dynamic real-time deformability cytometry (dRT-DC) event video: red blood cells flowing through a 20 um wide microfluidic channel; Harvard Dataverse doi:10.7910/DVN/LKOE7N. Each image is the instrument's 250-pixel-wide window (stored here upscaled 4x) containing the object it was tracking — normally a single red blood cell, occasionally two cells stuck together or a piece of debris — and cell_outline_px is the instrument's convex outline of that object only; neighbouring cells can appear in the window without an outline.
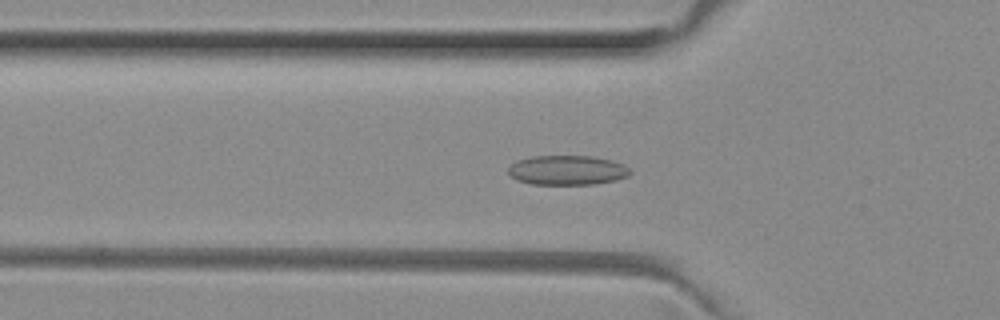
{"species": "common noctule bat (a hibernating species)", "species_latin": "Nyctalus noctula", "temperature_condition": "room temperature", "stored_images_in_passage": 43, "camera_frame_rate_fps": 3000, "um_per_image_px": 0.085, "animal": {"sex": "female", "body_mass_g": 29.2, "forearm_length_mm": 56.3}, "frame": {"image": 1, "passage_image": 7, "time_ms": 2.0, "image_size_px": [1000, 320], "cell_outline_px": [[632, 172], [628, 176], [616, 180], [596, 184], [532, 184], [516, 180], [508, 172], [508, 168], [512, 164], [520, 160], [532, 156], [592, 156], [624, 164]], "centroid_in_image_um": [48.23, 14.47], "position_along_channel_um": 77.6, "area_um2": 20.87}}
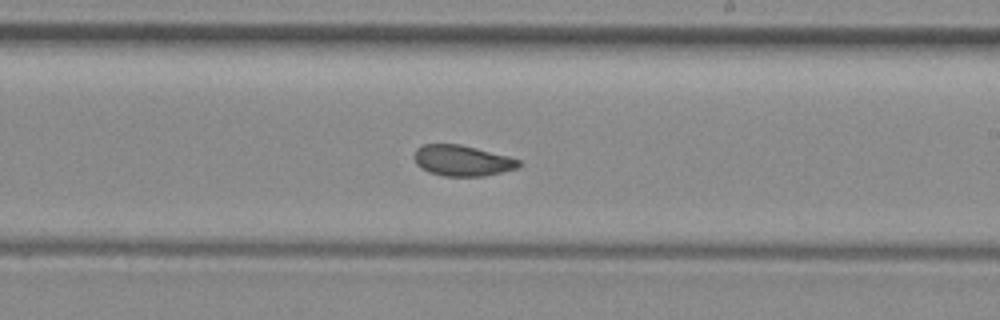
{"frame": {"image": 2, "passage_image": 20, "time_ms": 6.333, "image_size_px": [1000, 320], "cell_outline_px": [[520, 164], [516, 168], [484, 176], [444, 176], [428, 172], [416, 164], [416, 148], [424, 144], [460, 144], [508, 156], [520, 160]], "centroid_in_image_um": [39.28, 13.65], "position_along_channel_um": 249.7, "area_um2": 18.5}}
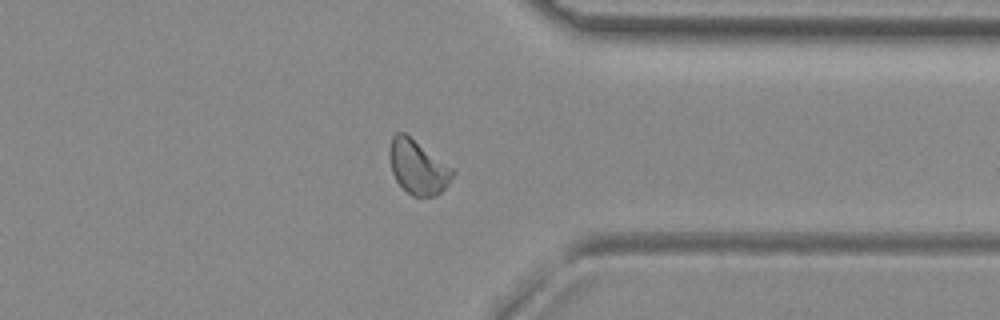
{"frame": {"image": 3, "passage_image": 30, "time_ms": 9.667, "image_size_px": [1000, 320], "cell_outline_px": [[456, 172], [448, 184], [436, 196], [412, 196], [396, 180], [392, 172], [388, 156], [388, 152], [392, 136], [396, 132], [404, 132], [452, 168]], "centroid_in_image_um": [35.49, 14.2], "position_along_channel_um": 375.9, "area_um2": 19.71}, "authors_computed_cell_mechanics": {"area_um2": 19.363, "velocity_mm_per_s": 3.9676, "shape_relaxation_time_tau1_ms": 7.996, "shape_relaxation_time_tau2_ms": 2.2912, "deformation_change_tau1": 0.1228, "deformation_change_tau2": 0.0645}}